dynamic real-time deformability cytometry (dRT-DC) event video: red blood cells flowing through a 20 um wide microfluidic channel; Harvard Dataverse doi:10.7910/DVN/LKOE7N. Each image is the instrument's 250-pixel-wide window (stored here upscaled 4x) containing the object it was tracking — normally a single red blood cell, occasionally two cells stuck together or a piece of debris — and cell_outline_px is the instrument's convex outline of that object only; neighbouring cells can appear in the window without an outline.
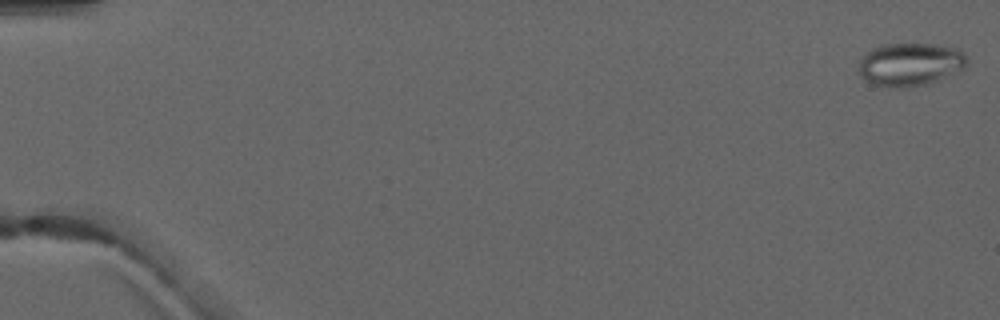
{"species": "common noctule bat (a hibernating species)", "species_latin": "Nyctalus noctula", "temperature_condition": "warm", "stored_images_in_passage": 6, "camera_frame_rate_fps": 3000, "um_per_image_px": 0.085, "animal": {"sex": "male", "forearm_length_mm": 52.5}, "frame": {"image": 1, "passage_image": 1, "time_ms": 0.0, "image_size_px": [1000, 320], "cell_outline_px": [[968, 64], [964, 68], [936, 80], [924, 84], [908, 88], [892, 88], [876, 84], [868, 80], [860, 72], [860, 60], [872, 48], [884, 44], [932, 44], [956, 48], [964, 52], [968, 56]], "centroid_in_image_um": [77.41, 5.46], "position_along_channel_um": 7.6, "area_um2": 26.82}}